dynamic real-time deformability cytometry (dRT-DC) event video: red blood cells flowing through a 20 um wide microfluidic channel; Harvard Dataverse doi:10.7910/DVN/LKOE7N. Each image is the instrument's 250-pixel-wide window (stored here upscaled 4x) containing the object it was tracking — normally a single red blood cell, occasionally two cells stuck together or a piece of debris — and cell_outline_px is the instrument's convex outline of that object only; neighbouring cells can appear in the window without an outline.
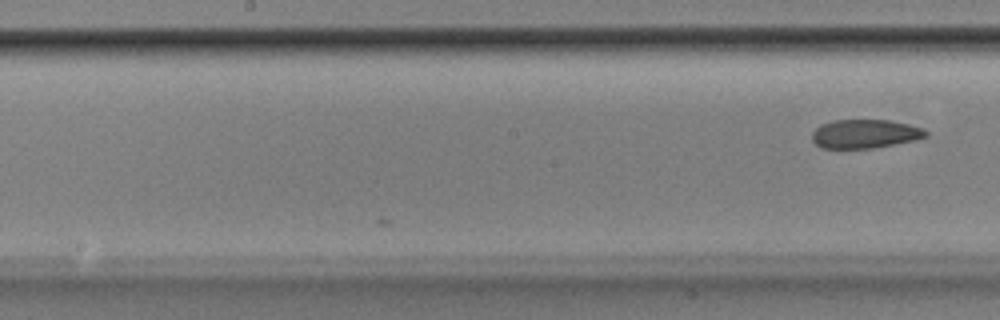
{"species": "Egyptian fruit bat (a non-hibernating species)", "species_latin": "Rousettus aegyptiacus", "temperature_condition": "room temperature", "stored_images_in_passage": 11, "camera_frame_rate_fps": 3000, "um_per_image_px": 0.085, "animal": {"sex": "male"}, "frame": {"image": 1, "passage_image": 11, "time_ms": 3.333, "image_size_px": [1000, 320], "cell_outline_px": [[928, 136], [912, 140], [872, 148], [820, 148], [812, 140], [812, 132], [820, 124], [832, 120], [888, 120], [908, 124], [924, 128], [928, 132]], "centroid_in_image_um": [73.49, 11.37], "position_along_channel_um": 174.7, "area_um2": 19.02}}